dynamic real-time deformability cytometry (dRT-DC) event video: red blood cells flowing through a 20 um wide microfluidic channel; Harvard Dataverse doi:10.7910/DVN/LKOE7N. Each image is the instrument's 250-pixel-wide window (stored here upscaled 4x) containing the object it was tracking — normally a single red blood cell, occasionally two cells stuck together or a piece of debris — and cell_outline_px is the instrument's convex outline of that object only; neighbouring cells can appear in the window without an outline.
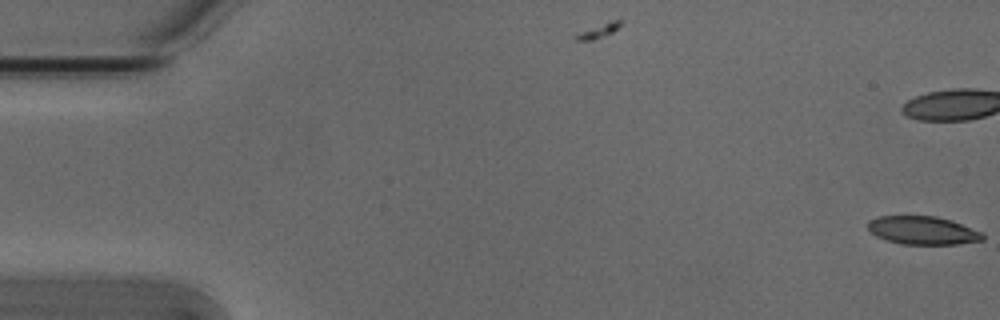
{"species": "Egyptian fruit bat (a non-hibernating species)", "species_latin": "Rousettus aegyptiacus", "temperature_condition": "cold", "stored_images_in_passage": 5, "camera_frame_rate_fps": 3000, "um_per_image_px": 0.085, "animal": {"sex": "male"}, "frame": {"image": 1, "passage_image": 1, "time_ms": 0.0, "image_size_px": [1000, 320], "cell_outline_px": [[984, 240], [956, 244], [900, 244], [884, 240], [876, 236], [868, 228], [868, 220], [876, 216], [936, 216], [952, 220], [984, 232]], "centroid_in_image_um": [78.44, 19.58], "position_along_channel_um": 6.6, "area_um2": 19.13}}